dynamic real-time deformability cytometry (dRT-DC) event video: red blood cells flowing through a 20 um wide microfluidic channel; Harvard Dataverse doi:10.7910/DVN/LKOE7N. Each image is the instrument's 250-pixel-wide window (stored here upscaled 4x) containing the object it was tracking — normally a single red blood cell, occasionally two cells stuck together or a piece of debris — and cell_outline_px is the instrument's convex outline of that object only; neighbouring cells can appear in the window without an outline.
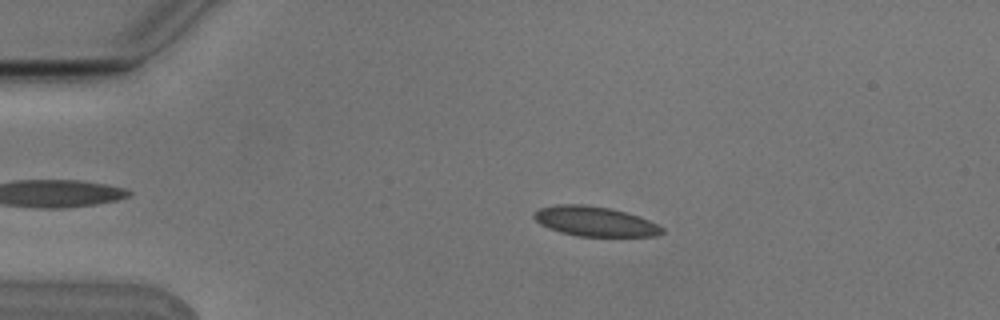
{"species": "Egyptian fruit bat (a non-hibernating species)", "species_latin": "Rousettus aegyptiacus", "temperature_condition": "cold", "stored_images_in_passage": 6, "camera_frame_rate_fps": 3000, "um_per_image_px": 0.085, "animal": {"sex": "male"}, "frame": {"image": 1, "passage_image": 4, "time_ms": 1.0, "image_size_px": [1000, 320], "cell_outline_px": [[664, 232], [656, 236], [576, 236], [560, 232], [548, 228], [540, 224], [532, 216], [540, 208], [556, 204], [584, 204], [608, 208], [640, 216], [664, 228]], "centroid_in_image_um": [50.55, 18.82], "position_along_channel_um": 34.4, "area_um2": 22.14}}